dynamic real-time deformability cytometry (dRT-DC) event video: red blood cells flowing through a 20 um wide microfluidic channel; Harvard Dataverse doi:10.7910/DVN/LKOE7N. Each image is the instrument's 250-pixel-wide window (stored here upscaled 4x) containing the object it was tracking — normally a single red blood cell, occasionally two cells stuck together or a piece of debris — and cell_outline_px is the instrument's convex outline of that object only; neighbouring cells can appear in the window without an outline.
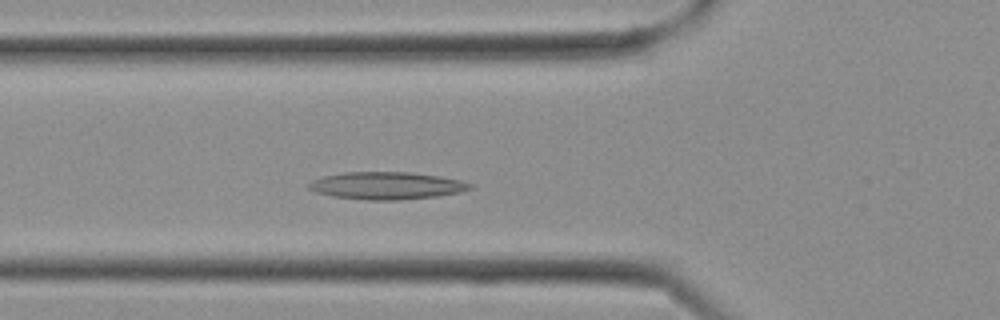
{"species": "Egyptian fruit bat (a non-hibernating species)", "species_latin": "Rousettus aegyptiacus", "temperature_condition": "cold", "stored_images_in_passage": 5, "camera_frame_rate_fps": 3000, "um_per_image_px": 0.085, "frame": {"image": 1, "passage_image": 3, "time_ms": 0.667, "image_size_px": [1000, 320], "cell_outline_px": [[472, 188], [460, 192], [436, 196], [400, 200], [368, 200], [332, 196], [316, 192], [308, 188], [308, 184], [312, 180], [324, 176], [344, 172], [412, 172], [440, 176], [460, 180], [472, 184]], "centroid_in_image_um": [32.86, 15.77], "position_along_channel_um": 92.9, "area_um2": 25.72}}
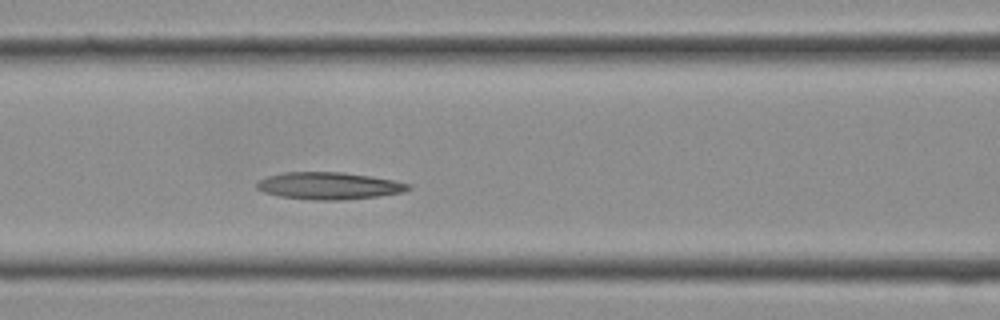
{"frame": {"image": 2, "passage_image": 5, "time_ms": 1.333, "image_size_px": [1000, 320], "cell_outline_px": [[412, 188], [404, 192], [376, 196], [340, 200], [312, 200], [280, 196], [264, 192], [256, 188], [256, 184], [260, 180], [268, 176], [284, 172], [344, 172], [392, 180], [412, 184]], "centroid_in_image_um": [27.97, 15.79], "position_along_channel_um": 138.6, "area_um2": 23.81}}